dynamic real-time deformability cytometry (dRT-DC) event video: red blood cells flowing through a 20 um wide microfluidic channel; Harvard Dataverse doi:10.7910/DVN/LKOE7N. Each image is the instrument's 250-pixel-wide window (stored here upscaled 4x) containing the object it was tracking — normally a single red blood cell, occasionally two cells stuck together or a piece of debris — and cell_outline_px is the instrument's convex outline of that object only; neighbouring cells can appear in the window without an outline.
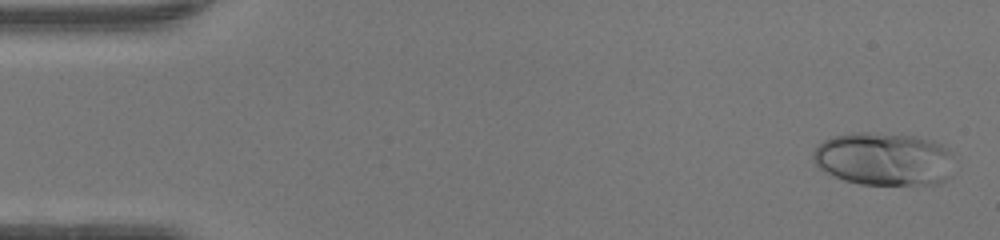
{"species": "human", "species_latin": "Homo sapiens", "temperature_condition": "warm", "stored_images_in_passage": 48, "camera_frame_rate_fps": 3000, "um_per_image_px": 0.085, "donor": {"sex": "female"}, "frame": {"image": 1, "passage_image": 2, "time_ms": 0.333, "image_size_px": [1000, 240], "cell_outline_px": [[952, 156], [948, 176], [944, 180], [936, 184], [860, 184], [844, 180], [824, 172], [812, 160], [812, 152], [824, 140], [832, 136], [852, 132], [868, 132], [916, 136], [932, 140], [948, 148], [952, 152]], "centroid_in_image_um": [75.09, 13.5], "position_along_channel_um": 9.9, "area_um2": 43.7}}
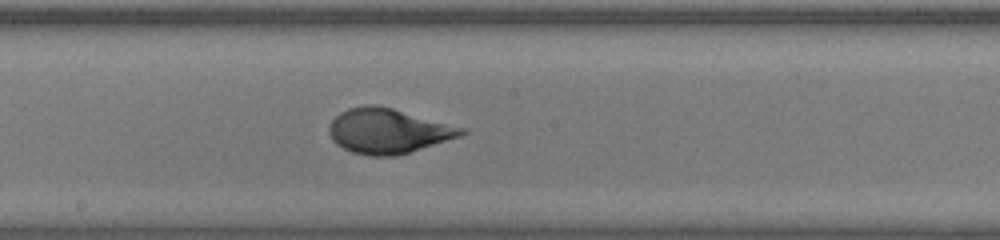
{"frame": {"image": 2, "passage_image": 26, "time_ms": 8.333, "image_size_px": [1000, 240], "cell_outline_px": [[468, 132], [460, 136], [396, 156], [372, 156], [352, 152], [336, 144], [332, 140], [328, 132], [328, 128], [332, 120], [340, 112], [348, 108], [364, 104], [372, 104], [392, 108], [468, 128]], "centroid_in_image_um": [32.99, 11.12], "position_along_channel_um": 215.2, "area_um2": 34.68}}
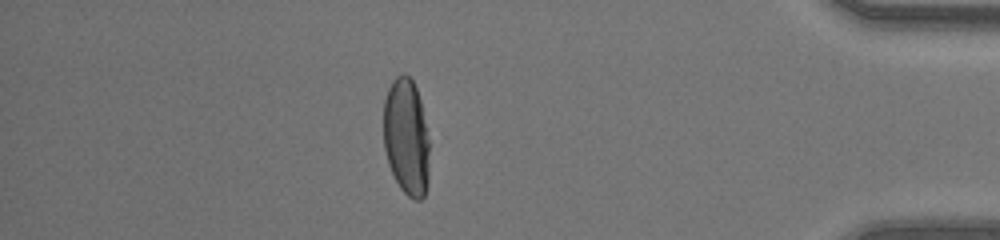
{"frame": {"image": 3, "passage_image": 42, "time_ms": 13.667, "image_size_px": [1000, 240], "cell_outline_px": [[428, 184], [424, 196], [420, 200], [416, 200], [408, 196], [400, 188], [388, 164], [384, 148], [384, 100], [388, 88], [392, 80], [396, 76], [408, 76], [412, 80], [416, 88], [420, 100], [428, 140]], "centroid_in_image_um": [34.53, 11.68], "position_along_channel_um": 400.7, "area_um2": 30.98}, "authors_computed_cell_mechanics": {"area_um2": 35.0268, "velocity_mm_per_s": 4.2853, "shape_relaxation_time_tau1_ms": 5.1112, "shape_relaxation_time_tau2_ms": null, "deformation_change_tau1": 0.2575, "deformation_change_tau2": null}}